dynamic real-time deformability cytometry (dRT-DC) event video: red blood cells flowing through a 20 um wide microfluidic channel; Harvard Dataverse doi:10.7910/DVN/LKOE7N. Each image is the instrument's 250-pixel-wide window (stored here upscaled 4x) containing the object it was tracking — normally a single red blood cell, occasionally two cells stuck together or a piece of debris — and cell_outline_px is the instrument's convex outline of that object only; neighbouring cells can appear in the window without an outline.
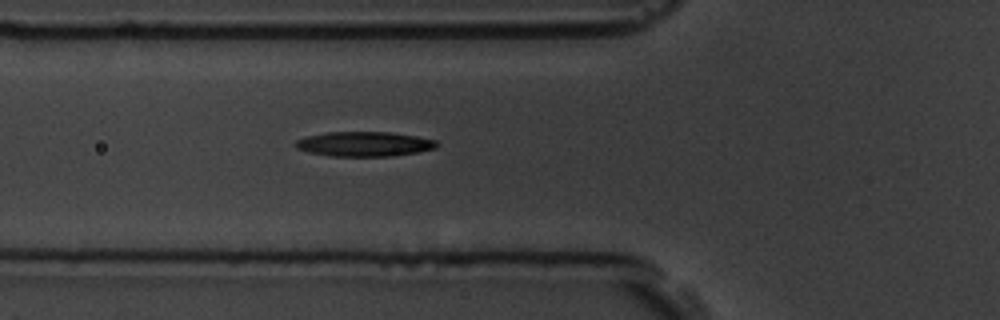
{"species": "common noctule bat (a hibernating species)", "species_latin": "Nyctalus noctula", "temperature_condition": "room temperature", "stored_images_in_passage": 6, "camera_frame_rate_fps": 3000, "um_per_image_px": 0.085, "animal": {"sex": "male", "body_mass_g": 19.5, "forearm_length_mm": 54.6}, "frame": {"image": 1, "passage_image": 6, "time_ms": 6.0, "image_size_px": [1000, 320], "cell_outline_px": [[436, 148], [416, 152], [392, 156], [332, 156], [308, 152], [296, 148], [292, 144], [296, 140], [304, 136], [328, 132], [388, 132], [416, 136], [436, 140]], "centroid_in_image_um": [30.89, 12.24], "position_along_channel_um": 94.9, "area_um2": 20.35}}